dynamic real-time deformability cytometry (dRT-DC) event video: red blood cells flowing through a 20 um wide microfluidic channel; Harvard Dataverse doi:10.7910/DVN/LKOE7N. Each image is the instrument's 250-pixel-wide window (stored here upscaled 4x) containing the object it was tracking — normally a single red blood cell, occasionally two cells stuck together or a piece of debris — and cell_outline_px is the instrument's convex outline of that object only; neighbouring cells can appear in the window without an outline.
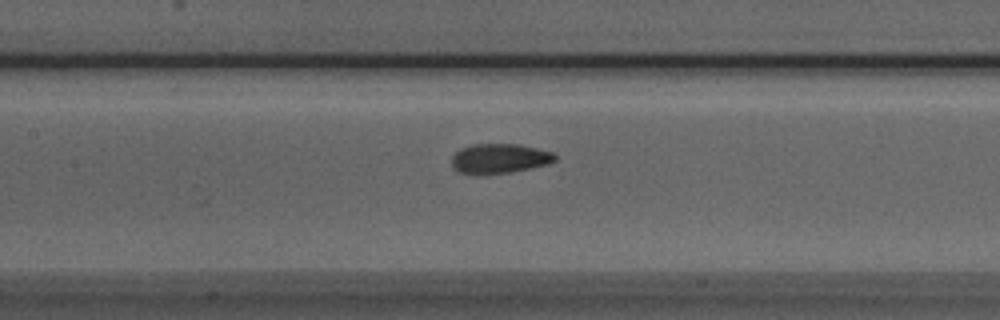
{"species": "Egyptian fruit bat (a non-hibernating species)", "species_latin": "Rousettus aegyptiacus", "temperature_condition": "room temperature", "stored_images_in_passage": 33, "camera_frame_rate_fps": 3000, "um_per_image_px": 0.085, "animal": {"sex": "male"}, "frame": {"image": 1, "passage_image": 8, "time_ms": 2.333, "image_size_px": [1000, 320], "cell_outline_px": [[556, 160], [548, 164], [512, 172], [460, 172], [452, 168], [452, 156], [460, 148], [472, 144], [520, 144], [552, 152], [556, 156]], "centroid_in_image_um": [42.47, 13.44], "position_along_channel_um": 164.9, "area_um2": 17.46}}
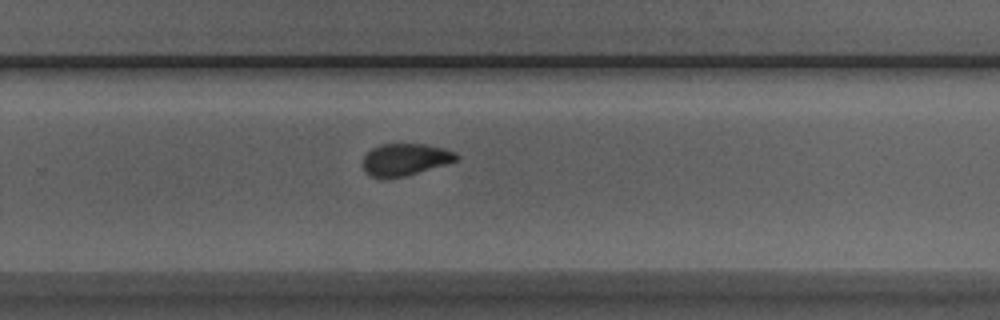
{"frame": {"image": 2, "passage_image": 18, "time_ms": 5.667, "image_size_px": [1000, 320], "cell_outline_px": [[460, 160], [404, 176], [368, 176], [364, 172], [364, 156], [372, 148], [380, 144], [424, 144], [444, 148], [456, 152], [460, 156]], "centroid_in_image_um": [34.49, 13.53], "position_along_channel_um": 295.3, "area_um2": 17.22}}
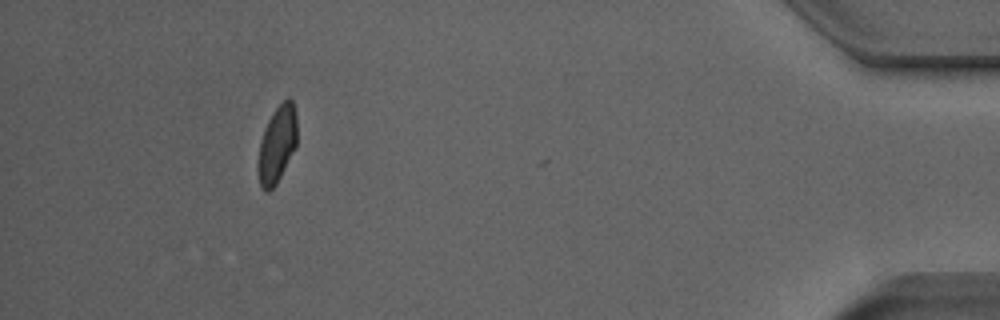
{"frame": {"image": 3, "passage_image": 32, "time_ms": 10.333, "image_size_px": [1000, 320], "cell_outline_px": [[296, 148], [276, 184], [268, 192], [264, 192], [260, 184], [260, 140], [268, 120], [272, 112], [288, 96], [292, 100], [296, 116]], "centroid_in_image_um": [23.59, 12.23], "position_along_channel_um": 411.6, "area_um2": 16.99}}